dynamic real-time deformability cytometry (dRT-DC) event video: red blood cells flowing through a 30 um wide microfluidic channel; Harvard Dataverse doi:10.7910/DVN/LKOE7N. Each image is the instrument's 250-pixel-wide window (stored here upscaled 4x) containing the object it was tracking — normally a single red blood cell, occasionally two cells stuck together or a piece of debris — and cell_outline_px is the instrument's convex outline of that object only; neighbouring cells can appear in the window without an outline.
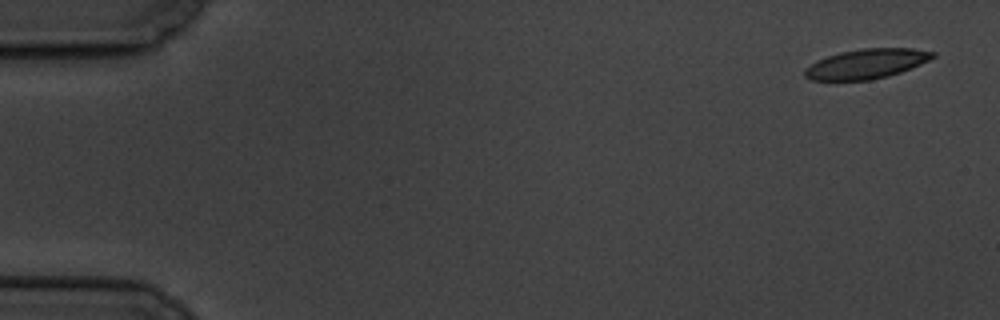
{"species": "common noctule bat (a hibernating species)", "species_latin": "Nyctalus noctula", "temperature_condition": "cold", "stored_images_in_passage": 5, "camera_frame_rate_fps": 3000, "um_per_image_px": 0.085, "animal": {"sex": "male", "body_mass_g": 19.5, "forearm_length_mm": 54.6}, "frame": {"image": 1, "passage_image": 1, "time_ms": 0.0, "image_size_px": [1000, 320], "cell_outline_px": [[936, 56], [920, 64], [900, 72], [888, 76], [868, 80], [812, 80], [804, 76], [804, 68], [816, 60], [840, 52], [864, 48], [912, 48], [936, 52]], "centroid_in_image_um": [73.63, 5.42], "position_along_channel_um": 11.4, "area_um2": 22.08}}
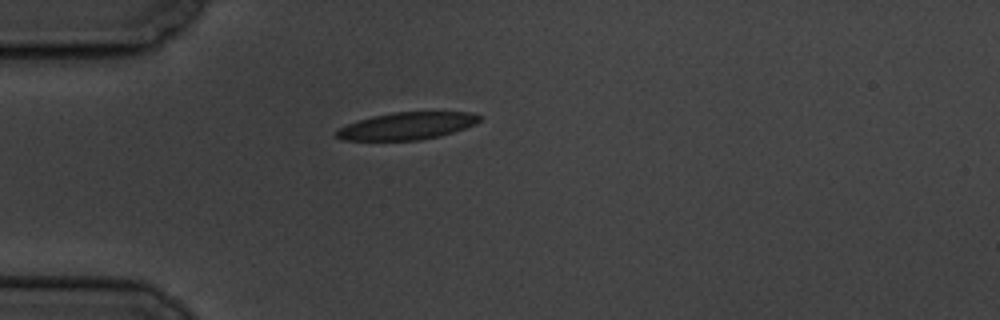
{"frame": {"image": 2, "passage_image": 5, "time_ms": 4.667, "image_size_px": [1000, 320], "cell_outline_px": [[484, 116], [476, 124], [440, 136], [420, 140], [340, 140], [332, 136], [340, 128], [348, 124], [372, 116], [392, 112], [472, 112]], "centroid_in_image_um": [34.6, 10.7], "position_along_channel_um": 50.4, "area_um2": 22.77}}